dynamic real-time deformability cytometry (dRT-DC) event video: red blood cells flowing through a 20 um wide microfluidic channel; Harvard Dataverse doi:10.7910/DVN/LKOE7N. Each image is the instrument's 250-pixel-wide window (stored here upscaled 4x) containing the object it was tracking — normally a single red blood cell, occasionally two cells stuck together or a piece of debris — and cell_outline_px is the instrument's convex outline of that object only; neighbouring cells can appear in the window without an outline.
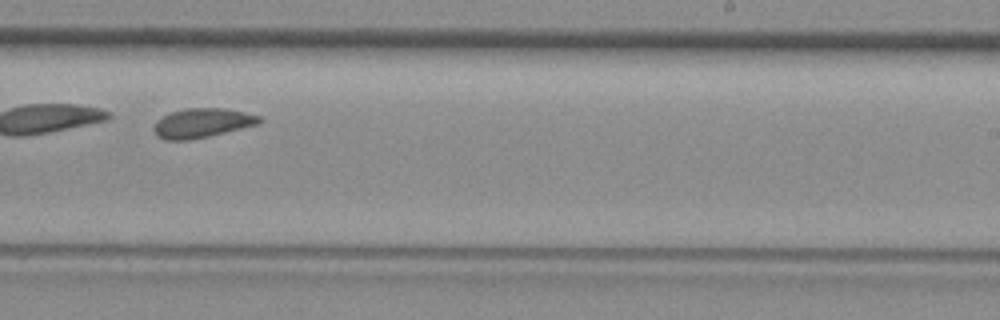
{"species": "common noctule bat (a hibernating species)", "species_latin": "Nyctalus noctula", "temperature_condition": "room temperature", "stored_images_in_passage": 25, "camera_frame_rate_fps": 3000, "um_per_image_px": 0.085, "animal": {"sex": "female", "body_mass_g": 29.2, "forearm_length_mm": 56.3}, "frame": {"image": 1, "passage_image": 14, "time_ms": 4.333, "image_size_px": [1000, 320], "cell_outline_px": [[264, 120], [260, 124], [208, 136], [188, 140], [164, 140], [156, 136], [152, 128], [156, 120], [172, 112], [184, 108], [224, 108], [244, 112], [260, 116]], "centroid_in_image_um": [17.17, 10.46], "position_along_channel_um": 271.8, "area_um2": 18.15}}